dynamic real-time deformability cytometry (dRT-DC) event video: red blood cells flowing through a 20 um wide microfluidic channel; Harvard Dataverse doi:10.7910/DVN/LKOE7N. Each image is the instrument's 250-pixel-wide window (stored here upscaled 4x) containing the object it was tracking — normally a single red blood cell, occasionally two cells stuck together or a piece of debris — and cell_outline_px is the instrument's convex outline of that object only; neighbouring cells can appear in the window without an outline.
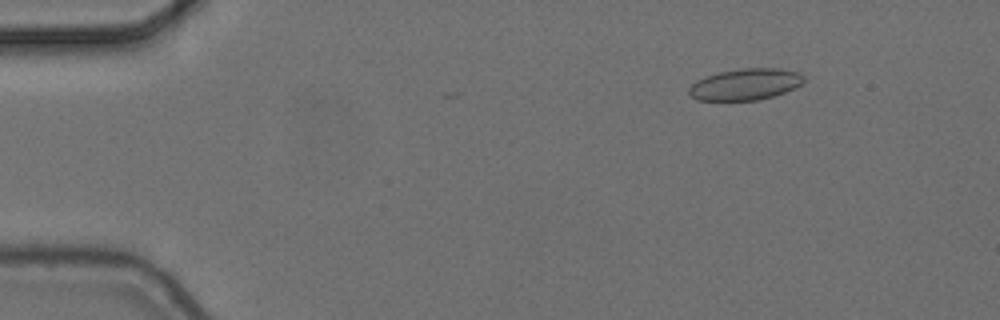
{"species": "common noctule bat (a hibernating species)", "species_latin": "Nyctalus noctula", "temperature_condition": "cold", "stored_images_in_passage": 4, "camera_frame_rate_fps": 3000, "um_per_image_px": 0.085, "animal": {"sex": "female", "body_mass_g": 24.6, "forearm_length_mm": 56.2}, "frame": {"image": 1, "passage_image": 3, "time_ms": 0.667, "image_size_px": [1000, 320], "cell_outline_px": [[804, 80], [800, 84], [784, 92], [772, 96], [756, 100], [696, 100], [688, 96], [688, 88], [696, 80], [720, 72], [744, 68], [776, 68], [800, 72], [804, 76]], "centroid_in_image_um": [63.32, 7.17], "position_along_channel_um": 21.7, "area_um2": 20.87}}